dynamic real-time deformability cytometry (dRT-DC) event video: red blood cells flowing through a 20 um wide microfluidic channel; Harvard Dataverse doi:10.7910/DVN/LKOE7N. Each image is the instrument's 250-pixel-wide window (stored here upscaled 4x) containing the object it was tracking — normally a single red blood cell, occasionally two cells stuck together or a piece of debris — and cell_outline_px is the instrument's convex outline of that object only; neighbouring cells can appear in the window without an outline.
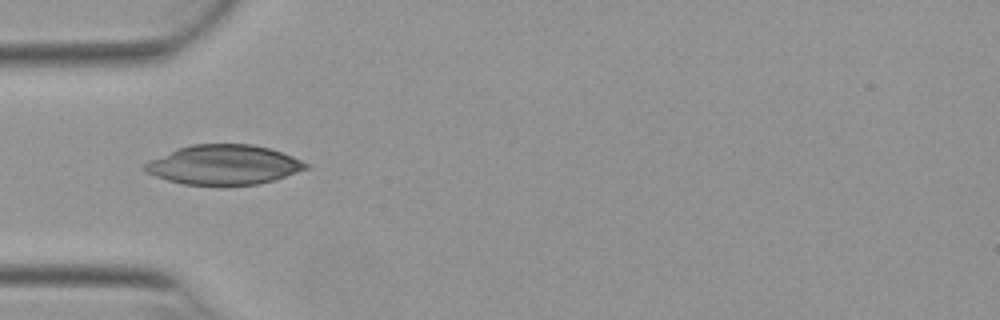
{"species": "Egyptian fruit bat (a non-hibernating species)", "species_latin": "Rousettus aegyptiacus", "temperature_condition": "warm", "stored_images_in_passage": 4, "camera_frame_rate_fps": 3000, "um_per_image_px": 0.085, "animal": {"sex": "female"}, "frame": {"image": 1, "passage_image": 1, "time_ms": 0.0, "image_size_px": [1000, 320], "cell_outline_px": [[308, 168], [272, 180], [256, 184], [184, 184], [168, 180], [144, 172], [144, 164], [148, 160], [180, 148], [192, 144], [252, 144], [272, 148], [292, 156], [308, 164]], "centroid_in_image_um": [19.0, 13.99], "position_along_channel_um": 66.0, "area_um2": 36.65}}
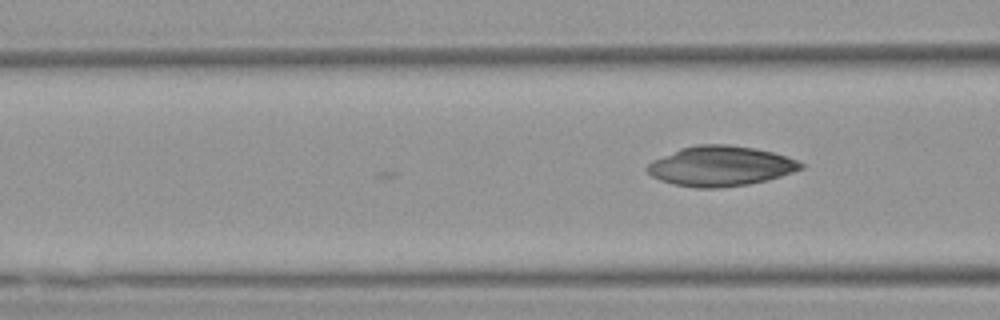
{"frame": {"image": 2, "passage_image": 4, "time_ms": 1.0, "image_size_px": [1000, 320], "cell_outline_px": [[804, 168], [768, 180], [748, 184], [716, 188], [696, 188], [672, 184], [660, 180], [652, 176], [644, 168], [652, 160], [680, 148], [696, 144], [728, 144], [752, 148], [772, 152], [788, 156], [804, 164]], "centroid_in_image_um": [61.22, 14.11], "position_along_channel_um": 105.4, "area_um2": 35.89}}